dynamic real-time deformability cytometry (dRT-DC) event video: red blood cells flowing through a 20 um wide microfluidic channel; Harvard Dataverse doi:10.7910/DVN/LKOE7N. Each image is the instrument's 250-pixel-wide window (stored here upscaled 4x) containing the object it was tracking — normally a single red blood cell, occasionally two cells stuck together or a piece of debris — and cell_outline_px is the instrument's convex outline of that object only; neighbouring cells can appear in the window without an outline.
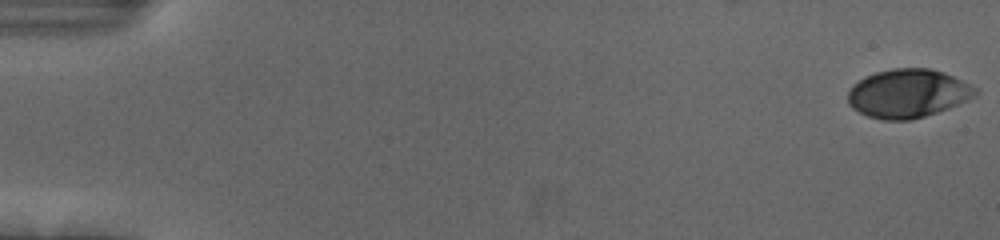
{"species": "human", "species_latin": "Homo sapiens", "temperature_condition": "cold", "stored_images_in_passage": 56, "camera_frame_rate_fps": 3000, "um_per_image_px": 0.085, "donor": {"sex": "female"}, "frame": {"image": 1, "passage_image": 1, "time_ms": 0.0, "image_size_px": [1000, 240], "cell_outline_px": [[976, 92], [968, 100], [948, 108], [912, 120], [884, 120], [868, 116], [852, 108], [848, 104], [848, 92], [852, 84], [864, 76], [876, 72], [892, 68], [928, 68], [944, 72], [976, 88]], "centroid_in_image_um": [77.11, 7.94], "position_along_channel_um": 7.9, "area_um2": 35.89}}
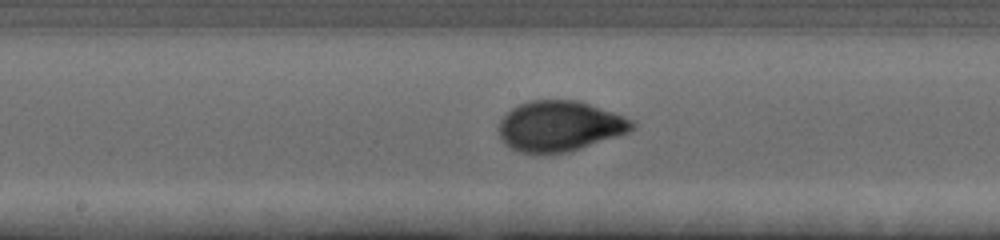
{"frame": {"image": 2, "passage_image": 30, "time_ms": 9.667, "image_size_px": [1000, 240], "cell_outline_px": [[636, 124], [628, 132], [568, 152], [520, 152], [504, 144], [500, 136], [500, 120], [512, 108], [528, 100], [576, 100], [624, 116], [632, 120]], "centroid_in_image_um": [47.55, 10.7], "position_along_channel_um": 200.6, "area_um2": 38.44}}
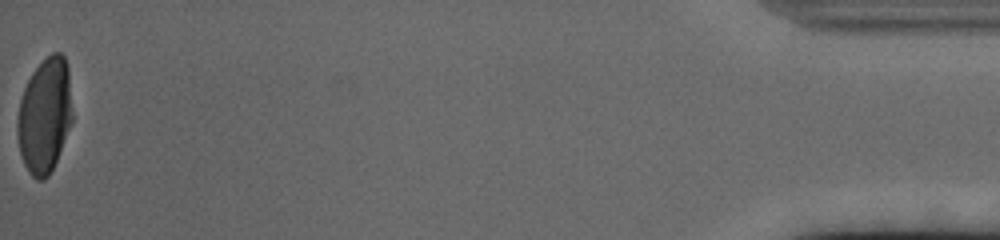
{"frame": {"image": 3, "passage_image": 56, "time_ms": 18.333, "image_size_px": [1000, 240], "cell_outline_px": [[72, 124], [56, 160], [48, 176], [44, 180], [36, 180], [28, 172], [24, 164], [20, 152], [16, 132], [16, 120], [20, 100], [24, 88], [32, 72], [52, 52], [60, 52], [64, 56], [68, 64], [72, 112]], "centroid_in_image_um": [3.79, 9.82], "position_along_channel_um": 431.4, "area_um2": 37.05}, "authors_computed_cell_mechanics": {"area_um2": 37.2521, "velocity_mm_per_s": 3.6978, "shape_relaxation_time_tau1_ms": 3.7873, "shape_relaxation_time_tau2_ms": null, "deformation_change_tau1": 0.192, "deformation_change_tau2": null}}